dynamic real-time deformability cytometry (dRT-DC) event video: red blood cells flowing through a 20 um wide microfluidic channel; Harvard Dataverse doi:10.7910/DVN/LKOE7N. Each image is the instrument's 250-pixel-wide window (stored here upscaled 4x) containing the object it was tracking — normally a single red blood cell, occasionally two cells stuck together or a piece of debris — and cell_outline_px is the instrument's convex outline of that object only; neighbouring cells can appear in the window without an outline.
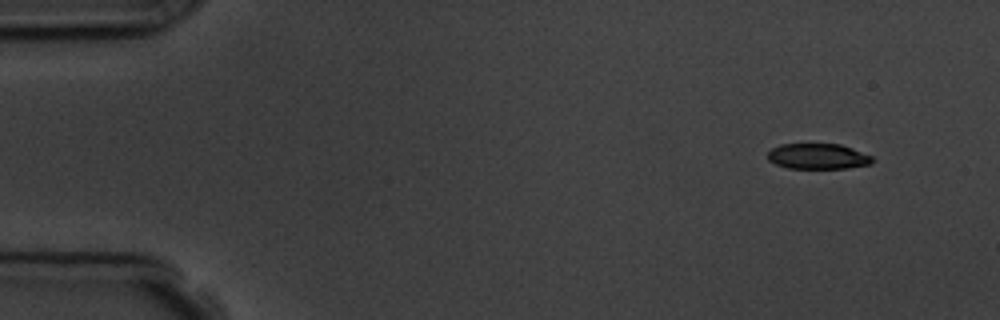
{"species": "common noctule bat (a hibernating species)", "species_latin": "Nyctalus noctula", "temperature_condition": "room temperature", "stored_images_in_passage": 4, "camera_frame_rate_fps": 3000, "um_per_image_px": 0.085, "animal": {"sex": "male", "body_mass_g": 19.5, "forearm_length_mm": 54.6}, "frame": {"image": 1, "passage_image": 1, "time_ms": 0.0, "image_size_px": [1000, 320], "cell_outline_px": [[872, 164], [844, 168], [788, 168], [776, 164], [768, 160], [768, 152], [772, 148], [780, 144], [840, 144], [852, 148], [872, 156]], "centroid_in_image_um": [69.51, 13.28], "position_along_channel_um": 15.5, "area_um2": 15.49}}
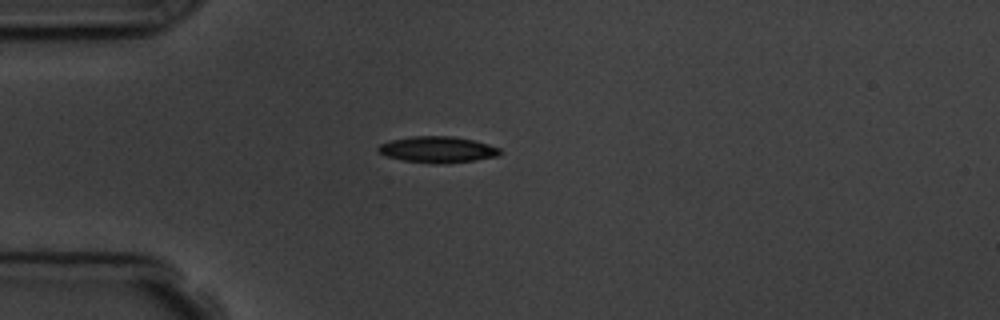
{"frame": {"image": 2, "passage_image": 4, "time_ms": 3.333, "image_size_px": [1000, 320], "cell_outline_px": [[500, 156], [476, 160], [436, 164], [404, 160], [384, 156], [376, 152], [376, 148], [380, 144], [392, 140], [412, 136], [452, 136], [472, 140], [488, 144], [500, 148]], "centroid_in_image_um": [37.16, 12.71], "position_along_channel_um": 47.8, "area_um2": 18.61}}